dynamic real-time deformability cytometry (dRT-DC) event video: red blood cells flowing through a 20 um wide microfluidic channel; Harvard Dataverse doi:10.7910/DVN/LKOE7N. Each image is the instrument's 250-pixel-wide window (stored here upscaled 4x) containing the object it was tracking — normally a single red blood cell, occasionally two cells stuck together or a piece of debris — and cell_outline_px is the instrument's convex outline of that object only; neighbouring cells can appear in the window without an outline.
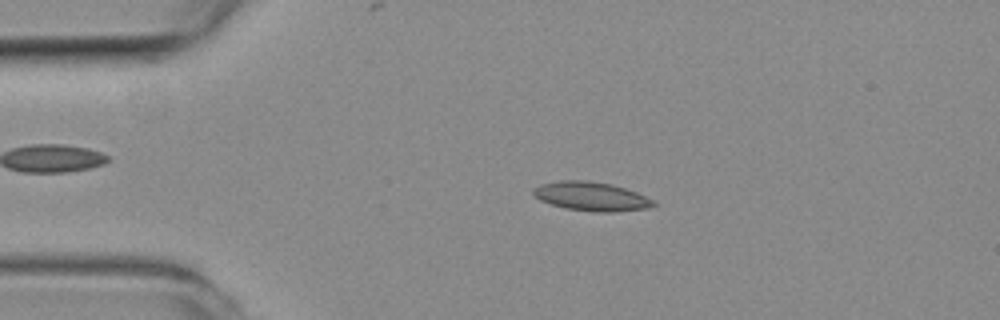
{"species": "common noctule bat (a hibernating species)", "species_latin": "Nyctalus noctula", "temperature_condition": "room temperature", "stored_images_in_passage": 51, "camera_frame_rate_fps": 3000, "um_per_image_px": 0.085, "animal": {"sex": "female", "body_mass_g": 19.3, "forearm_length_mm": 54.1}, "frame": {"image": 1, "passage_image": 10, "time_ms": 3.0, "image_size_px": [1000, 320], "cell_outline_px": [[656, 204], [648, 208], [612, 212], [596, 212], [564, 208], [540, 200], [532, 196], [532, 188], [540, 184], [560, 180], [588, 180], [612, 184], [636, 192], [652, 200]], "centroid_in_image_um": [50.19, 16.68], "position_along_channel_um": 34.8, "area_um2": 20.29}}
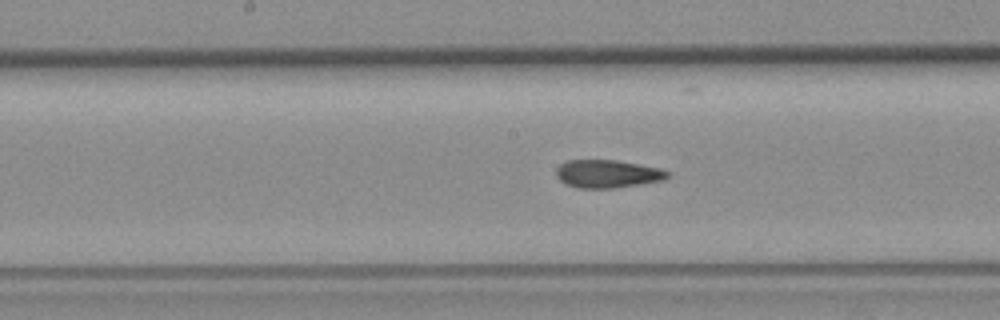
{"frame": {"image": 2, "passage_image": 25, "time_ms": 8.0, "image_size_px": [1000, 320], "cell_outline_px": [[672, 176], [664, 180], [640, 184], [612, 188], [576, 188], [564, 184], [556, 176], [556, 168], [560, 164], [568, 160], [616, 160], [660, 168], [672, 172]], "centroid_in_image_um": [51.66, 14.78], "position_along_channel_um": 196.5, "area_um2": 18.38}}
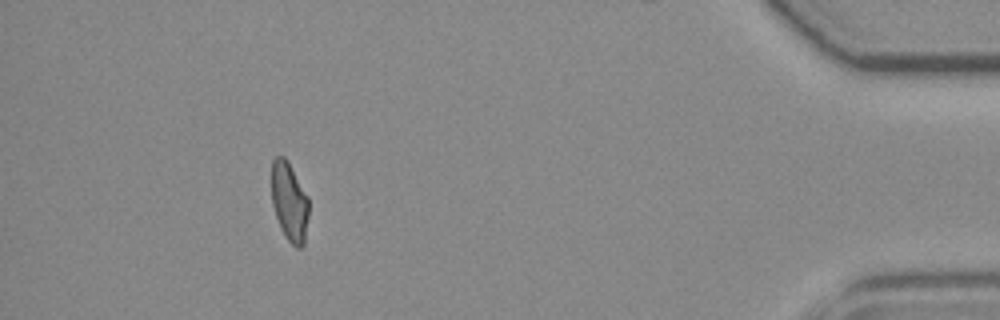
{"frame": {"image": 3, "passage_image": 46, "time_ms": 15.0, "image_size_px": [1000, 320], "cell_outline_px": [[308, 216], [304, 244], [300, 248], [296, 248], [288, 240], [280, 228], [272, 204], [272, 160], [276, 156], [284, 156], [288, 160], [308, 196]], "centroid_in_image_um": [24.6, 17.13], "position_along_channel_um": 410.6, "area_um2": 17.17}, "authors_computed_cell_mechanics": {"area_um2": 18.3804, "velocity_mm_per_s": 3.9815, "shape_relaxation_time_tau1_ms": 11.3834, "shape_relaxation_time_tau2_ms": 1.5281, "deformation_change_tau1": 0.2445, "deformation_change_tau2": 0.0815}}